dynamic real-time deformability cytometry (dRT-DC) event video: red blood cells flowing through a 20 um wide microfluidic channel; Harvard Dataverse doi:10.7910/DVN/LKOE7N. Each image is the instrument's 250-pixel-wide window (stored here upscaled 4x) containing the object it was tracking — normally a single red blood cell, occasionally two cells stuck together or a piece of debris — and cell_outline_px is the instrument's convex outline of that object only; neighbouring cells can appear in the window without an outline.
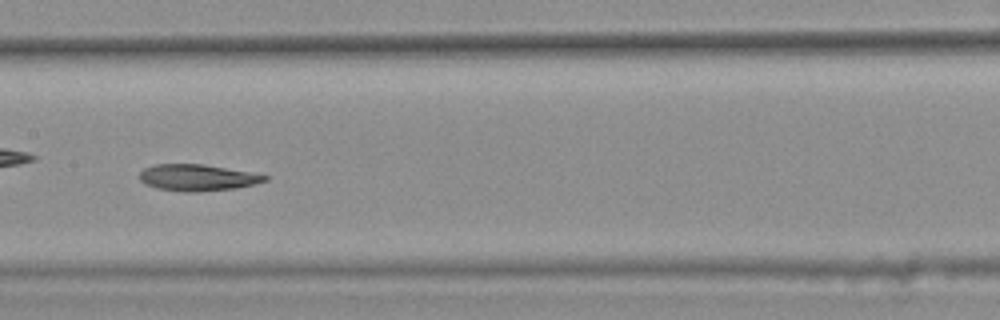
{"species": "common noctule bat (a hibernating species)", "species_latin": "Nyctalus noctula", "temperature_condition": "warm", "stored_images_in_passage": 45, "camera_frame_rate_fps": 3000, "um_per_image_px": 0.085, "animal": {"sex": "female", "body_mass_g": 25.1}, "frame": {"image": 1, "passage_image": 26, "time_ms": 8.333, "image_size_px": [1000, 320], "cell_outline_px": [[268, 180], [236, 188], [196, 192], [184, 192], [156, 188], [144, 184], [140, 180], [140, 172], [144, 168], [156, 164], [204, 164], [248, 172], [268, 176]], "centroid_in_image_um": [16.73, 15.1], "position_along_channel_um": 190.7, "area_um2": 19.19}}
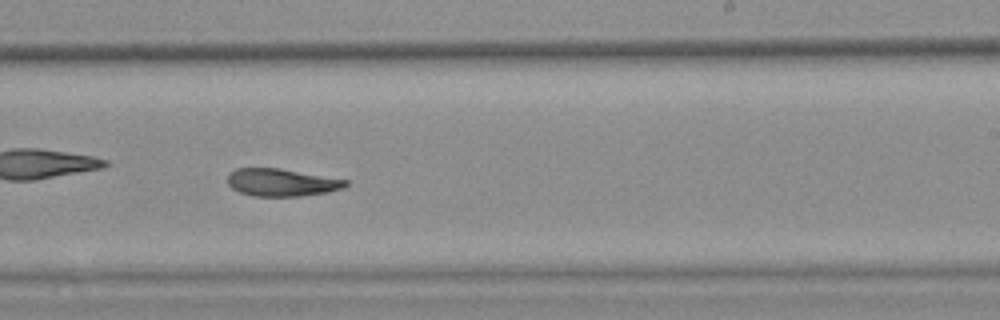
{"frame": {"image": 2, "passage_image": 32, "time_ms": 10.333, "image_size_px": [1000, 320], "cell_outline_px": [[348, 184], [344, 188], [328, 192], [300, 196], [252, 196], [240, 192], [232, 188], [228, 184], [228, 172], [236, 168], [280, 168], [348, 180]], "centroid_in_image_um": [23.93, 15.5], "position_along_channel_um": 265.1, "area_um2": 19.02}}
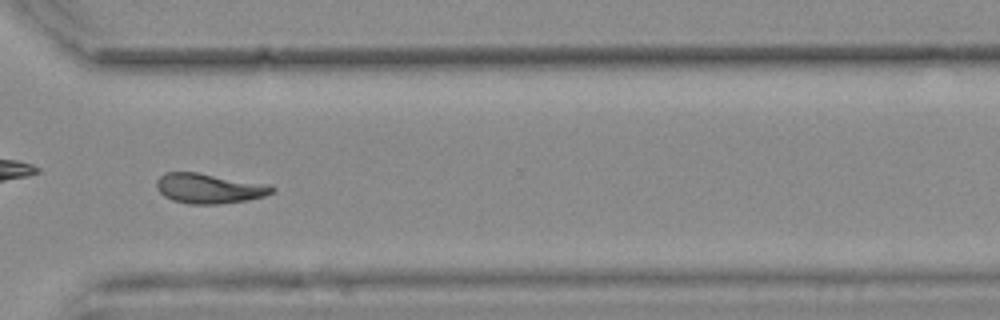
{"frame": {"image": 3, "passage_image": 39, "time_ms": 12.667, "image_size_px": [1000, 320], "cell_outline_px": [[276, 188], [272, 192], [264, 196], [248, 200], [216, 204], [188, 204], [172, 200], [164, 196], [156, 188], [156, 180], [164, 172], [196, 172], [268, 184]], "centroid_in_image_um": [17.74, 16.01], "position_along_channel_um": 352.9, "area_um2": 20.17}, "authors_computed_cell_mechanics": {"area_um2": 20.1722, "velocity_mm_per_s": 3.7415, "shape_relaxation_time_tau1_ms": null, "shape_relaxation_time_tau2_ms": 6.6261, "deformation_change_tau1": null, "deformation_change_tau2": 0.1412}}